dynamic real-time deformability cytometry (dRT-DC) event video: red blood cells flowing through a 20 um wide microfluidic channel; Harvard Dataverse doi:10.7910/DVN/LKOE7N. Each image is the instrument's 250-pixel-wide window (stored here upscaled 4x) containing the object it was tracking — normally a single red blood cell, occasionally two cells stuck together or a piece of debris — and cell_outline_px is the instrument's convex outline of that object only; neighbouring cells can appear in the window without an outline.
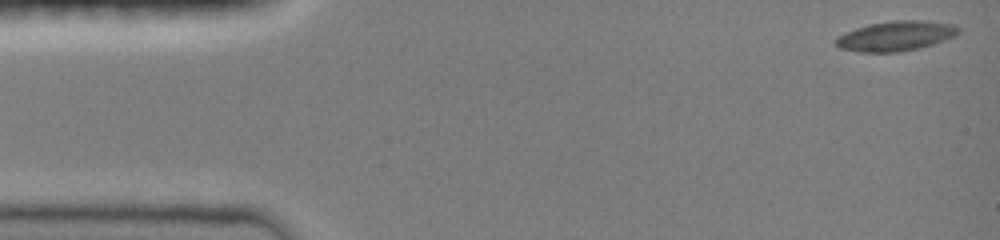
{"species": "common noctule bat (a hibernating species)", "species_latin": "Nyctalus noctula", "temperature_condition": "room temperature", "stored_images_in_passage": 9, "camera_frame_rate_fps": 3000, "um_per_image_px": 0.085, "animal": {"sex": "female", "body_mass_g": 19.0, "forearm_length_mm": 51.5}, "frame": {"image": 1, "passage_image": 1, "time_ms": 0.0, "image_size_px": [1000, 240], "cell_outline_px": [[960, 32], [956, 36], [920, 48], [900, 52], [860, 52], [840, 48], [832, 44], [832, 40], [836, 36], [844, 32], [868, 24], [896, 20], [924, 20], [956, 24], [960, 28]], "centroid_in_image_um": [76.12, 3.05], "position_along_channel_um": 8.9, "area_um2": 21.79}}